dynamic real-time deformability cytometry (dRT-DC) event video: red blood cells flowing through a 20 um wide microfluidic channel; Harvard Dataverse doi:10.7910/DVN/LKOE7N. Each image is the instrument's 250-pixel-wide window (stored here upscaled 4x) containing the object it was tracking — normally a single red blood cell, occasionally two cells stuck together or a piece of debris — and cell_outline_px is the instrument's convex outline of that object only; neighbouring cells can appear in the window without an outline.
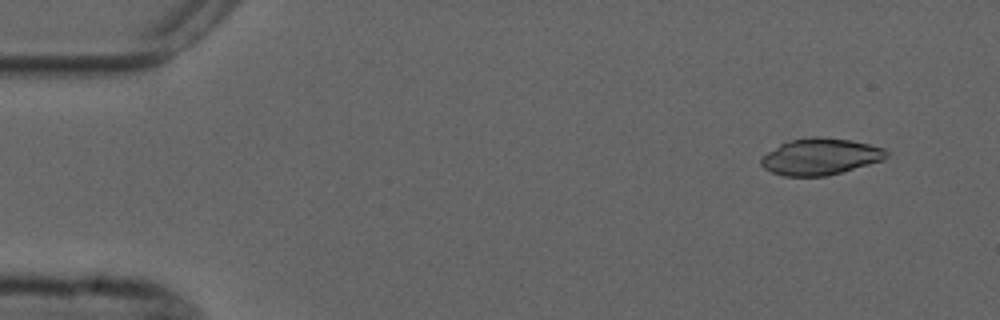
{"species": "common noctule bat (a hibernating species)", "species_latin": "Nyctalus noctula", "temperature_condition": "cold", "stored_images_in_passage": 5, "camera_frame_rate_fps": 3000, "um_per_image_px": 0.085, "animal": {"sex": "male", "forearm_length_mm": 52.5}, "frame": {"image": 1, "passage_image": 2, "time_ms": 1.0, "image_size_px": [1000, 320], "cell_outline_px": [[888, 156], [884, 160], [828, 176], [784, 176], [772, 172], [764, 168], [760, 164], [760, 160], [768, 152], [780, 144], [792, 140], [812, 136], [820, 136], [852, 140], [884, 148], [888, 152]], "centroid_in_image_um": [69.75, 13.31], "position_along_channel_um": 15.2, "area_um2": 26.7}}
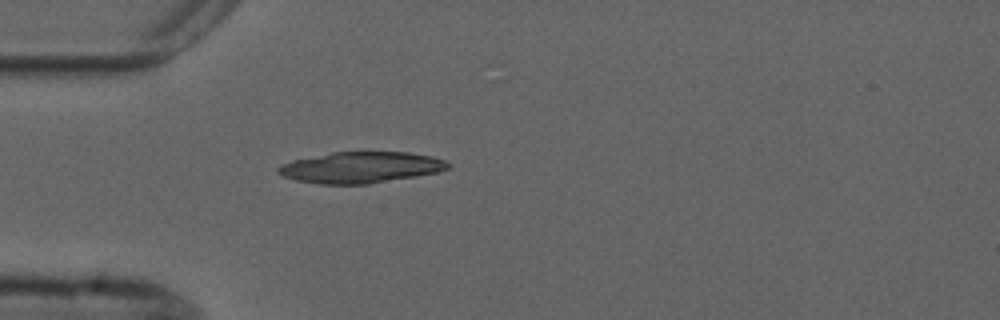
{"frame": {"image": 2, "passage_image": 5, "time_ms": 4.667, "image_size_px": [1000, 320], "cell_outline_px": [[452, 164], [448, 168], [440, 172], [368, 184], [320, 184], [296, 180], [284, 176], [276, 172], [276, 168], [280, 164], [292, 160], [332, 152], [408, 152], [432, 156], [444, 160]], "centroid_in_image_um": [30.66, 14.23], "position_along_channel_um": 54.3, "area_um2": 30.92}}